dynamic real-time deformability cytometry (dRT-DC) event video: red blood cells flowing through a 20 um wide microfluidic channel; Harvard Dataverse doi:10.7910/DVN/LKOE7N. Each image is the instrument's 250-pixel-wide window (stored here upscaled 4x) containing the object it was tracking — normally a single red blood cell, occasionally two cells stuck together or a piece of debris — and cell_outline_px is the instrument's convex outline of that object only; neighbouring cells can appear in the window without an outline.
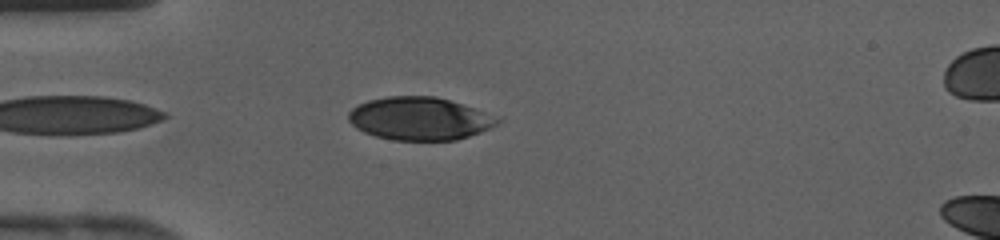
{"species": "human", "species_latin": "Homo sapiens", "temperature_condition": "cold", "stored_images_in_passage": 33, "camera_frame_rate_fps": 3000, "um_per_image_px": 0.085, "donor": {"sex": "female"}, "frame": {"image": 1, "passage_image": 2, "time_ms": 0.333, "image_size_px": [1000, 240], "cell_outline_px": [[504, 120], [480, 132], [456, 140], [392, 140], [376, 136], [364, 132], [356, 128], [348, 120], [348, 112], [352, 108], [368, 100], [388, 96], [436, 96], [504, 116]], "centroid_in_image_um": [35.73, 10.07], "position_along_channel_um": 49.3, "area_um2": 37.69}}
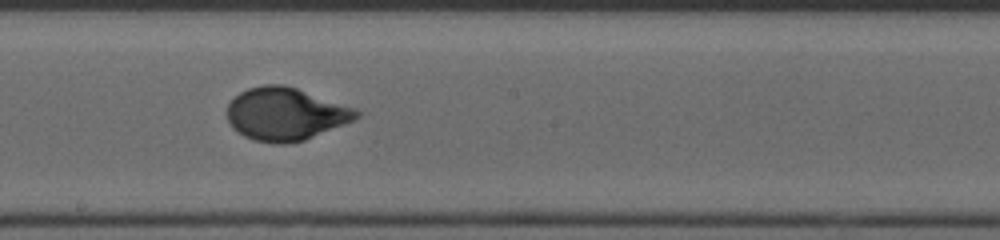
{"frame": {"image": 2, "passage_image": 14, "time_ms": 4.333, "image_size_px": [1000, 240], "cell_outline_px": [[360, 116], [344, 124], [304, 140], [284, 144], [272, 144], [252, 140], [236, 132], [232, 128], [228, 120], [228, 104], [240, 92], [248, 88], [264, 84], [284, 84], [356, 108], [360, 112]], "centroid_in_image_um": [24.24, 9.7], "position_along_channel_um": 224.0, "area_um2": 39.71}}
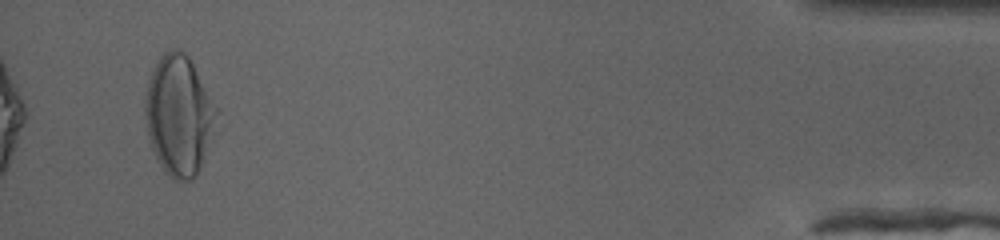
{"frame": {"image": 3, "passage_image": 31, "time_ms": 10.0, "image_size_px": [1000, 240], "cell_outline_px": [[220, 112], [200, 168], [188, 180], [176, 180], [160, 164], [152, 148], [148, 136], [144, 112], [144, 104], [148, 80], [160, 56], [164, 52], [172, 48], [176, 48], [184, 52], [188, 56]], "centroid_in_image_um": [15.21, 9.75], "position_along_channel_um": 420.0, "area_um2": 49.25}}